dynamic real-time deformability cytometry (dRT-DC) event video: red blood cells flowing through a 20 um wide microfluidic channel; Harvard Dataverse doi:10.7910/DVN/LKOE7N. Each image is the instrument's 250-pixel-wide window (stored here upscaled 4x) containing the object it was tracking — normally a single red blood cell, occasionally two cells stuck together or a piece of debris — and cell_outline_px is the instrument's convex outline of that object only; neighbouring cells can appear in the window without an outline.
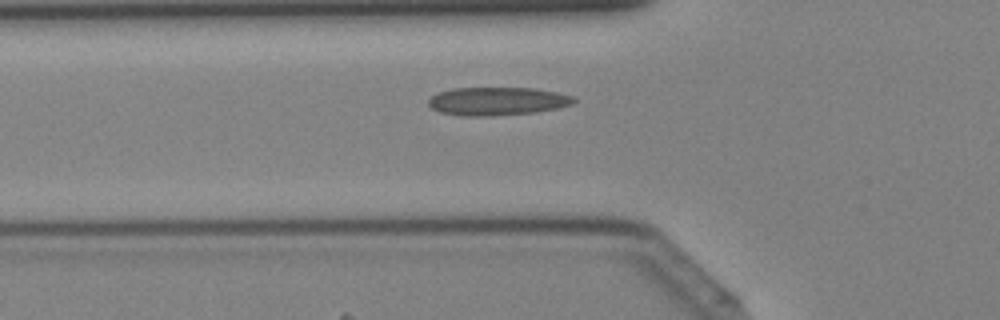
{"species": "Egyptian fruit bat (a non-hibernating species)", "species_latin": "Rousettus aegyptiacus", "temperature_condition": "cold", "stored_images_in_passage": 31, "camera_frame_rate_fps": 3000, "um_per_image_px": 0.085, "animal": {"sex": "female"}, "frame": {"image": 1, "passage_image": 6, "time_ms": 1.667, "image_size_px": [1000, 320], "cell_outline_px": [[576, 100], [572, 104], [560, 108], [536, 112], [492, 116], [460, 116], [440, 112], [432, 108], [428, 104], [428, 100], [436, 92], [452, 88], [536, 88], [556, 92], [572, 96]], "centroid_in_image_um": [42.25, 8.6], "position_along_channel_um": 83.5, "area_um2": 24.1}}
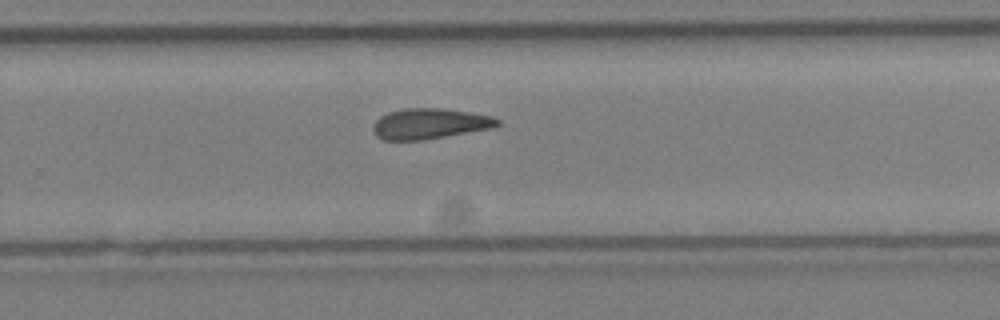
{"frame": {"image": 2, "passage_image": 19, "time_ms": 6.0, "image_size_px": [1000, 320], "cell_outline_px": [[500, 124], [492, 128], [420, 140], [384, 140], [376, 136], [372, 128], [376, 120], [380, 116], [388, 112], [404, 108], [440, 108], [468, 112], [492, 116], [500, 120]], "centroid_in_image_um": [36.5, 10.51], "position_along_channel_um": 293.3, "area_um2": 21.96}}
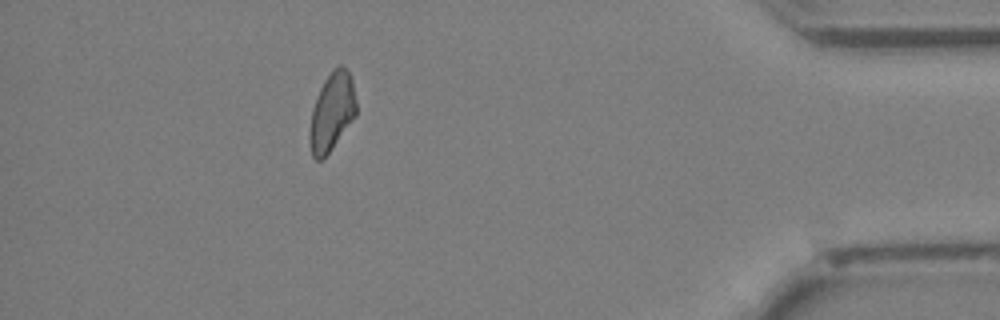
{"frame": {"image": 3, "passage_image": 29, "time_ms": 9.333, "image_size_px": [1000, 320], "cell_outline_px": [[356, 116], [332, 148], [320, 160], [316, 160], [312, 156], [308, 140], [308, 132], [312, 108], [316, 96], [324, 80], [332, 68], [340, 64], [344, 64], [352, 76], [356, 100]], "centroid_in_image_um": [28.2, 9.46], "position_along_channel_um": 407.0, "area_um2": 21.68}}